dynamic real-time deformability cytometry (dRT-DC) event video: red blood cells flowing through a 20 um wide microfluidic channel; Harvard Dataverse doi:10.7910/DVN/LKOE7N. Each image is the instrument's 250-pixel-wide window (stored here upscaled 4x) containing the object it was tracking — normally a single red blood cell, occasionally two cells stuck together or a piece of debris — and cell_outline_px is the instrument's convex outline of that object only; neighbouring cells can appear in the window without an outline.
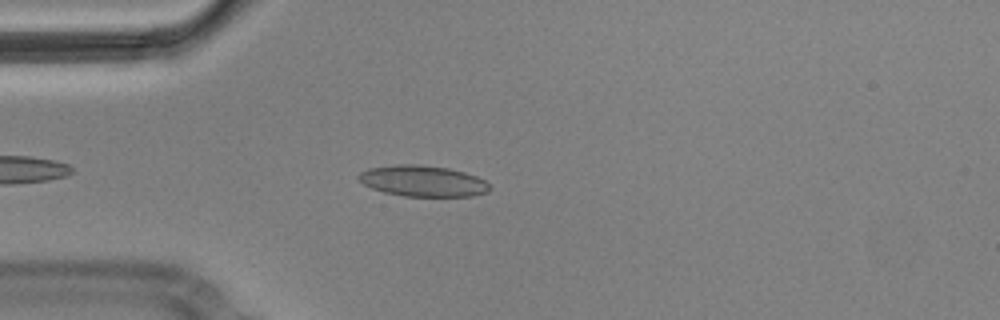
{"species": "Egyptian fruit bat (a non-hibernating species)", "species_latin": "Rousettus aegyptiacus", "temperature_condition": "cold", "stored_images_in_passage": 3, "camera_frame_rate_fps": 3000, "um_per_image_px": 0.085, "animal": {"sex": "male"}, "frame": {"image": 1, "passage_image": 3, "time_ms": 0.667, "image_size_px": [1000, 320], "cell_outline_px": [[492, 188], [488, 192], [472, 196], [404, 196], [384, 192], [372, 188], [364, 184], [356, 176], [360, 172], [368, 168], [396, 164], [420, 164], [448, 168], [464, 172], [476, 176], [484, 180]], "centroid_in_image_um": [35.94, 15.38], "position_along_channel_um": 49.1, "area_um2": 23.76}}